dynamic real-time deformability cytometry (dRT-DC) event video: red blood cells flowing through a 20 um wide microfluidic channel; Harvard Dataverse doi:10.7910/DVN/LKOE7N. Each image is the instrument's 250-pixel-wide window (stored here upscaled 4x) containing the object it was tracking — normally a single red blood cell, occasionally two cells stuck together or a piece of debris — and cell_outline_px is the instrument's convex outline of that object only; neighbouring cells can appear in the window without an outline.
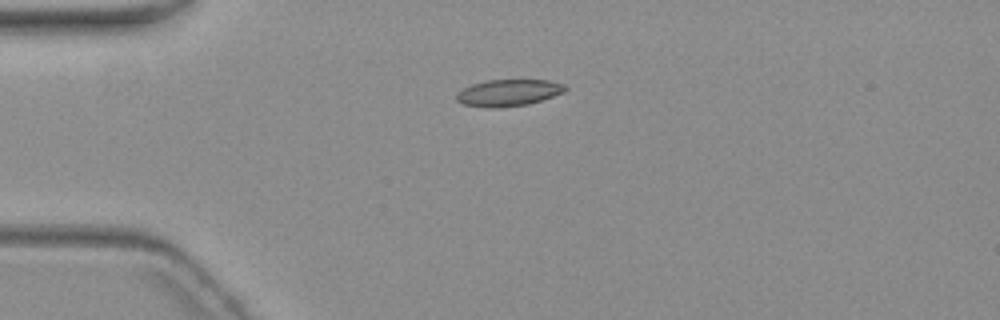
{"species": "common noctule bat (a hibernating species)", "species_latin": "Nyctalus noctula", "temperature_condition": "warm", "stored_images_in_passage": 5, "camera_frame_rate_fps": 3000, "um_per_image_px": 0.085, "animal": {"sex": "female", "body_mass_g": 19.3, "forearm_length_mm": 54.1}, "frame": {"image": 1, "passage_image": 4, "time_ms": 4.0, "image_size_px": [1000, 320], "cell_outline_px": [[568, 88], [564, 92], [528, 104], [492, 108], [488, 108], [464, 104], [456, 100], [456, 92], [472, 84], [488, 80], [548, 80], [564, 84]], "centroid_in_image_um": [43.2, 7.88], "position_along_channel_um": 41.8, "area_um2": 16.76}}